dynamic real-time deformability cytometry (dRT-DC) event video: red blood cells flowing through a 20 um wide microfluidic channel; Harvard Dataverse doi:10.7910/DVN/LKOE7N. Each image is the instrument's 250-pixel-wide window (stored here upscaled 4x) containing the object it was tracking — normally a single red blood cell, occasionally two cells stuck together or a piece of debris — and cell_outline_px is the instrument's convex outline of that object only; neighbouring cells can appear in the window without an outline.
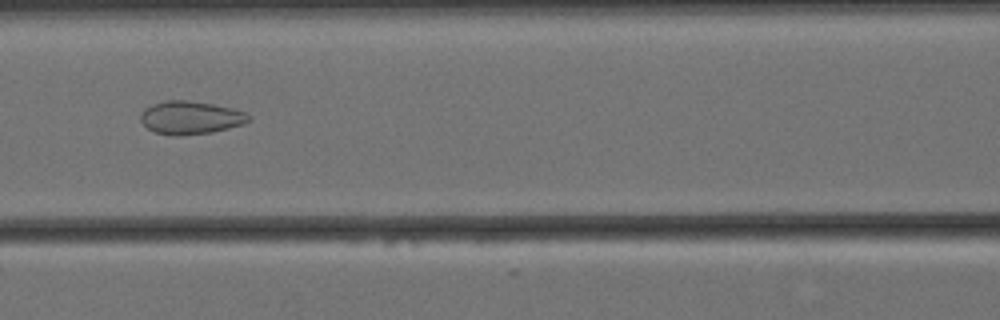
{"species": "Egyptian fruit bat (a non-hibernating species)", "species_latin": "Rousettus aegyptiacus", "temperature_condition": "cold", "stored_images_in_passage": 43, "camera_frame_rate_fps": 3000, "um_per_image_px": 0.085, "animal": {"sex": "female"}, "frame": {"image": 1, "passage_image": 10, "time_ms": 3.0, "image_size_px": [1000, 320], "cell_outline_px": [[252, 120], [244, 124], [212, 132], [180, 136], [172, 136], [156, 132], [148, 128], [140, 120], [140, 112], [144, 108], [152, 104], [164, 100], [188, 100], [236, 108], [252, 116]], "centroid_in_image_um": [16.22, 9.99], "position_along_channel_um": 150.4, "area_um2": 21.15}}
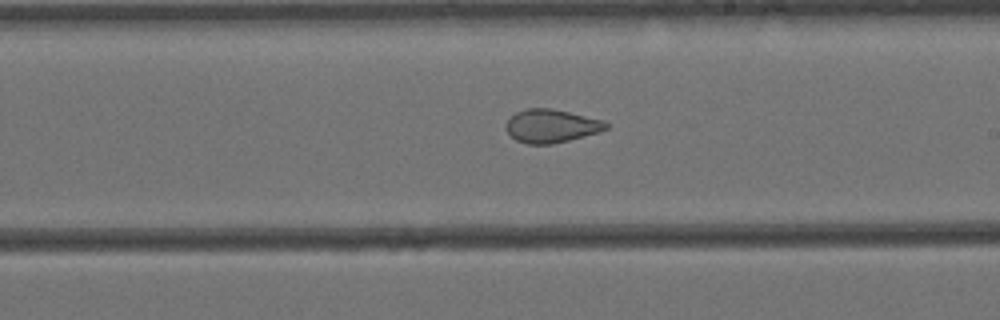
{"frame": {"image": 2, "passage_image": 18, "time_ms": 5.667, "image_size_px": [1000, 320], "cell_outline_px": [[608, 128], [600, 132], [552, 144], [528, 144], [516, 140], [504, 128], [504, 124], [516, 112], [528, 108], [552, 108], [604, 120], [608, 124]], "centroid_in_image_um": [46.86, 10.7], "position_along_channel_um": 242.1, "area_um2": 19.42}}
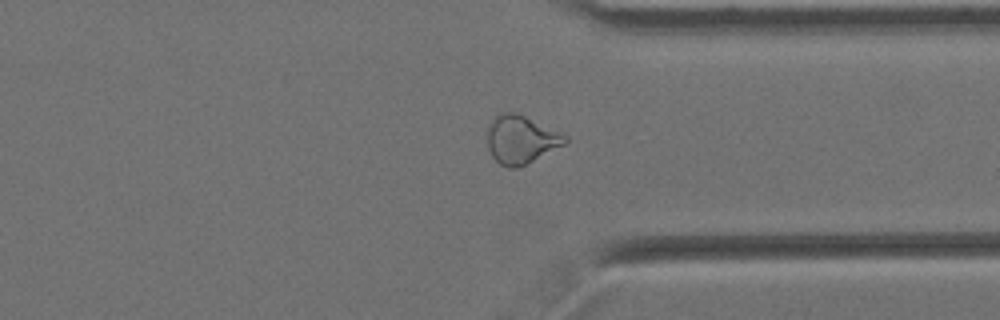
{"frame": {"image": 3, "passage_image": 29, "time_ms": 9.333, "image_size_px": [1000, 320], "cell_outline_px": [[568, 140], [564, 144], [516, 168], [508, 168], [500, 164], [492, 156], [488, 148], [488, 124], [500, 112], [512, 112], [524, 116], [560, 132], [568, 136]], "centroid_in_image_um": [44.25, 11.85], "position_along_channel_um": 367.2, "area_um2": 21.33}, "authors_computed_cell_mechanics": {"area_um2": 21.3282, "velocity_mm_per_s": 3.4575, "shape_relaxation_time_tau1_ms": null, "shape_relaxation_time_tau2_ms": 1.9053, "deformation_change_tau1": null, "deformation_change_tau2": 0.0732}}